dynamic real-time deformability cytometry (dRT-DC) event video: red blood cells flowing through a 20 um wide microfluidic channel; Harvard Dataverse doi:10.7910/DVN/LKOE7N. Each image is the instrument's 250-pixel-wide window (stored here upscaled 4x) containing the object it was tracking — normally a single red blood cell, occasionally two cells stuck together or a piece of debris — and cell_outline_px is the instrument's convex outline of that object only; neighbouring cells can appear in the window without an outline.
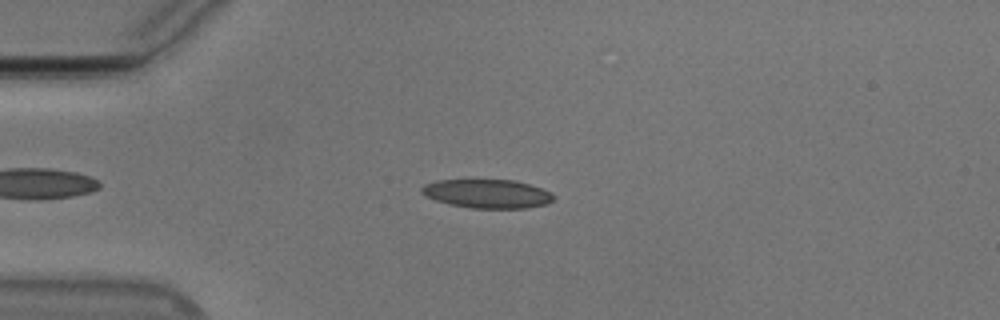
{"species": "Egyptian fruit bat (a non-hibernating species)", "species_latin": "Rousettus aegyptiacus", "temperature_condition": "cold", "stored_images_in_passage": 50, "camera_frame_rate_fps": 3000, "um_per_image_px": 0.085, "animal": {"sex": "male"}, "frame": {"image": 1, "passage_image": 10, "time_ms": 3.0, "image_size_px": [1000, 320], "cell_outline_px": [[556, 196], [548, 204], [528, 208], [472, 208], [448, 204], [436, 200], [420, 192], [420, 188], [424, 184], [436, 180], [512, 180], [528, 184], [540, 188]], "centroid_in_image_um": [41.4, 16.47], "position_along_channel_um": 43.6, "area_um2": 22.02}}
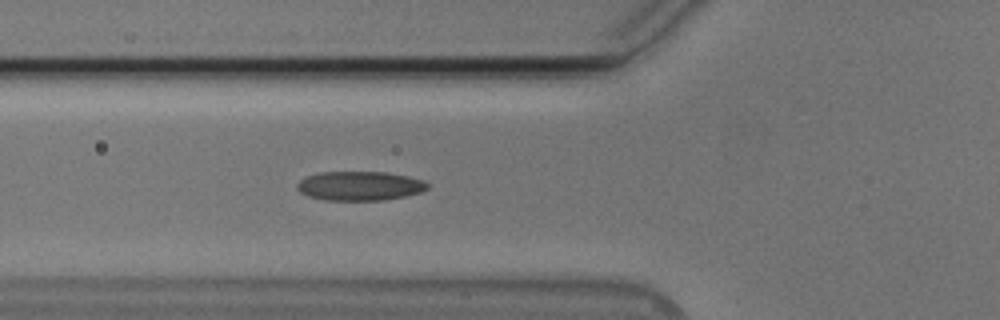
{"frame": {"image": 2, "passage_image": 16, "time_ms": 5.0, "image_size_px": [1000, 320], "cell_outline_px": [[428, 188], [420, 192], [404, 196], [384, 200], [324, 200], [308, 196], [300, 192], [296, 188], [296, 184], [300, 180], [308, 176], [320, 172], [384, 172], [408, 176], [424, 180], [428, 184]], "centroid_in_image_um": [30.56, 15.8], "position_along_channel_um": 95.2, "area_um2": 22.14}}
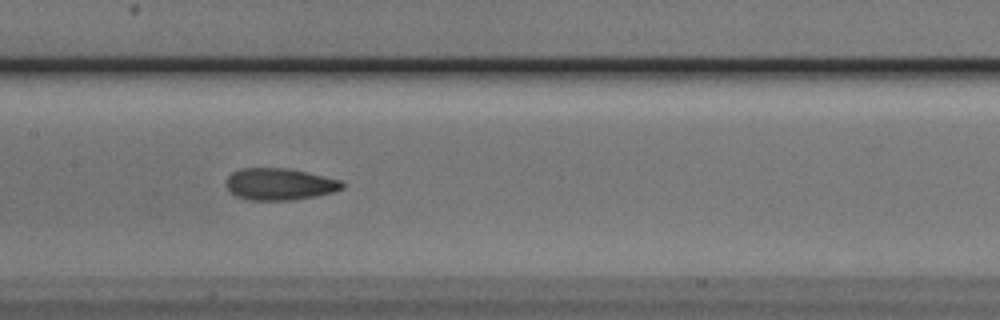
{"frame": {"image": 3, "passage_image": 23, "time_ms": 7.333, "image_size_px": [1000, 320], "cell_outline_px": [[344, 188], [332, 192], [316, 196], [292, 200], [248, 200], [236, 196], [228, 188], [228, 176], [232, 172], [240, 168], [284, 168], [344, 180]], "centroid_in_image_um": [23.79, 15.65], "position_along_channel_um": 183.6, "area_um2": 21.39}, "authors_computed_cell_mechanics": {"area_um2": 21.675, "velocity_mm_per_s": 3.7592, "shape_relaxation_time_tau1_ms": 5.8891, "shape_relaxation_time_tau2_ms": 1.7494, "deformation_change_tau1": 0.155, "deformation_change_tau2": 0.087}}